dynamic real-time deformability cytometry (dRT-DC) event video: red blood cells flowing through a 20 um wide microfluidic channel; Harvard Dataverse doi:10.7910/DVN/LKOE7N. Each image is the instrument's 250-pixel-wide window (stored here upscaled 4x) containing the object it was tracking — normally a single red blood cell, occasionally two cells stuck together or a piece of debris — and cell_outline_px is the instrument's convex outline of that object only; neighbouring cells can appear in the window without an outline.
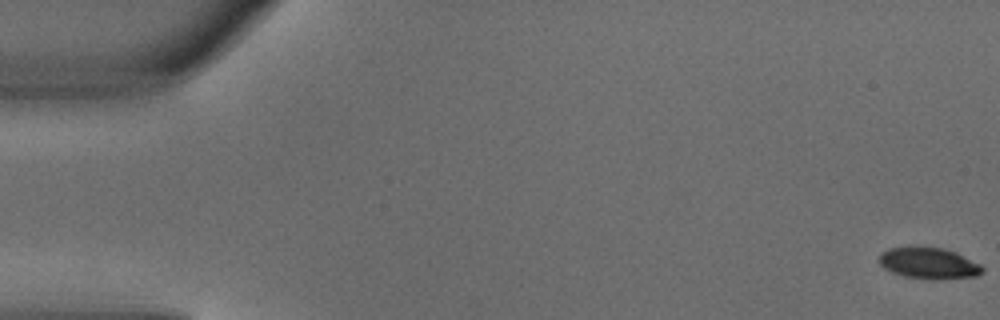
{"species": "common noctule bat (a hibernating species)", "species_latin": "Nyctalus noctula", "temperature_condition": "warm", "stored_images_in_passage": 6, "camera_frame_rate_fps": 3000, "um_per_image_px": 0.085, "animal": {"sex": "male", "body_mass_g": 18.8}, "frame": {"image": 1, "passage_image": 1, "time_ms": 0.0, "image_size_px": [1000, 320], "cell_outline_px": [[984, 272], [976, 276], [904, 276], [892, 272], [884, 268], [880, 264], [880, 252], [888, 248], [908, 244], [912, 244], [944, 248], [956, 252], [980, 264], [984, 268]], "centroid_in_image_um": [78.87, 22.26], "position_along_channel_um": 6.1, "area_um2": 18.44}}